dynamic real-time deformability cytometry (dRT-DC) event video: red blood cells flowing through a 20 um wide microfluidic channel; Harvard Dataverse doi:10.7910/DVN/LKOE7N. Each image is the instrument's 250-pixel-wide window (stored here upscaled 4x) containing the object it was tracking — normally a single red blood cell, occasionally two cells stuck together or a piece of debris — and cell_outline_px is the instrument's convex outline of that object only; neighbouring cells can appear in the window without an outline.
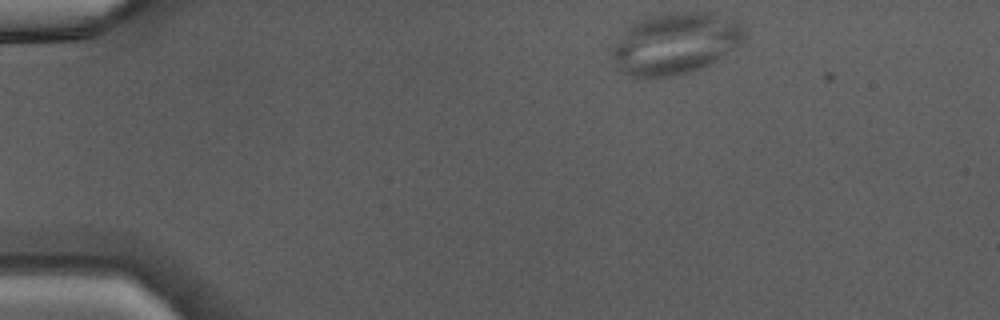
{"species": "Egyptian fruit bat (a non-hibernating species)", "species_latin": "Rousettus aegyptiacus", "temperature_condition": "warm", "stored_images_in_passage": 39, "camera_frame_rate_fps": 3000, "um_per_image_px": 0.085, "animal": {"sex": "male"}, "frame": {"image": 1, "passage_image": 1, "time_ms": 0.0, "image_size_px": [1000, 320], "cell_outline_px": [[744, 40], [740, 44], [716, 60], [700, 68], [688, 72], [672, 76], [632, 76], [624, 72], [620, 68], [612, 56], [612, 52], [616, 44], [628, 28], [632, 24], [640, 20], [652, 16], [680, 12], [708, 12], [732, 20], [744, 28]], "centroid_in_image_um": [57.43, 3.69], "position_along_channel_um": 27.6, "area_um2": 45.89}}
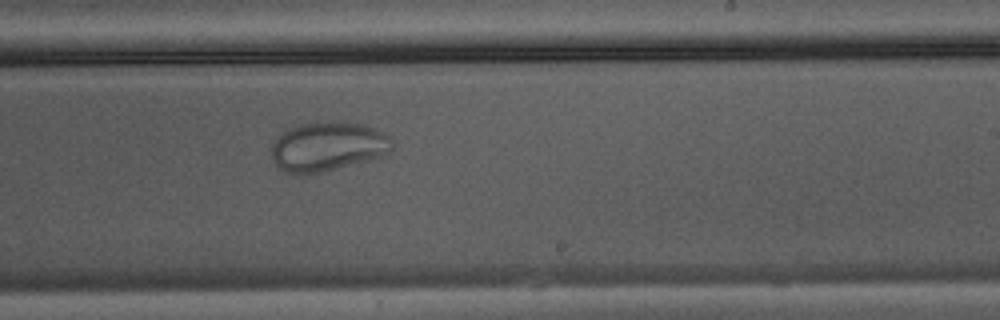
{"frame": {"image": 2, "passage_image": 22, "time_ms": 7.0, "image_size_px": [1000, 320], "cell_outline_px": [[392, 148], [388, 152], [380, 156], [320, 172], [292, 176], [280, 168], [272, 160], [272, 144], [284, 132], [292, 128], [304, 124], [320, 120], [336, 120], [360, 124], [384, 132], [392, 140]], "centroid_in_image_um": [27.83, 12.44], "position_along_channel_um": 261.2, "area_um2": 34.33}}
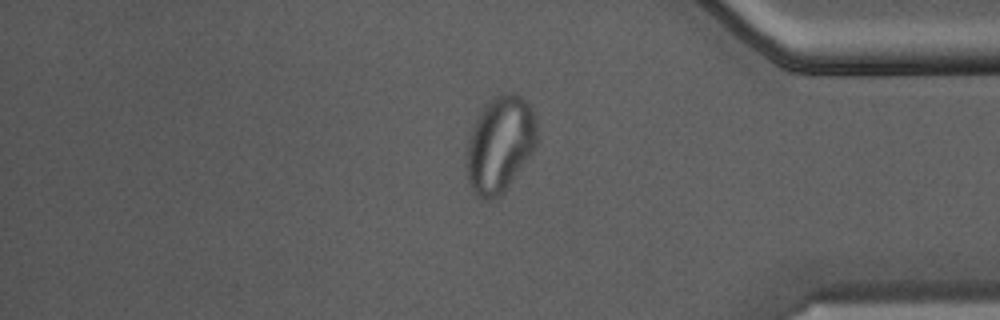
{"frame": {"image": 3, "passage_image": 32, "time_ms": 10.333, "image_size_px": [1000, 320], "cell_outline_px": [[536, 144], [532, 152], [504, 192], [500, 196], [492, 200], [480, 200], [472, 192], [468, 184], [468, 140], [472, 124], [488, 100], [492, 96], [508, 92], [516, 92], [528, 100], [532, 108], [536, 120]], "centroid_in_image_um": [42.49, 12.24], "position_along_channel_um": 392.7, "area_um2": 39.82}}